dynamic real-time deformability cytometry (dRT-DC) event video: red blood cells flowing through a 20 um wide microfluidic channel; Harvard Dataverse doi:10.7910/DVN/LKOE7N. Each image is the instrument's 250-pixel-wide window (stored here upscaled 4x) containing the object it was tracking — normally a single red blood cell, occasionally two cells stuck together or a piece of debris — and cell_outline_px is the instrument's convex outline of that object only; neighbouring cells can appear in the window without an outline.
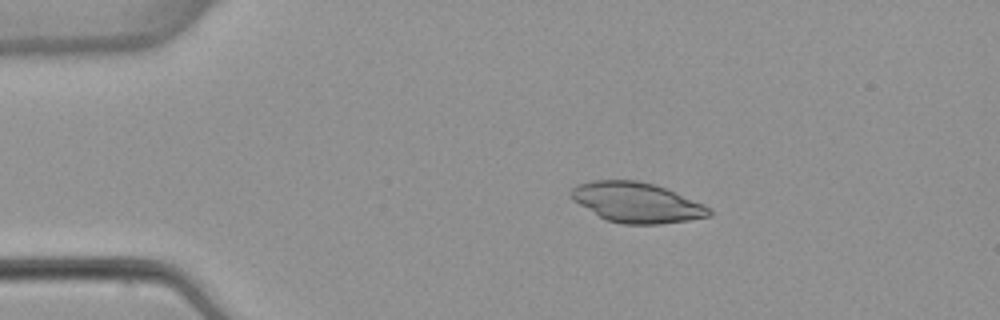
{"species": "common noctule bat (a hibernating species)", "species_latin": "Nyctalus noctula", "temperature_condition": "warm", "stored_images_in_passage": 4, "camera_frame_rate_fps": 3000, "um_per_image_px": 0.085, "animal": {"sex": "female", "body_mass_g": 22.7, "forearm_length_mm": 54.2}, "frame": {"image": 1, "passage_image": 3, "time_ms": 2.333, "image_size_px": [1000, 320], "cell_outline_px": [[712, 216], [688, 220], [660, 224], [624, 224], [604, 220], [572, 200], [568, 196], [568, 192], [576, 184], [592, 180], [636, 180], [652, 184], [676, 192], [704, 204], [712, 208]], "centroid_in_image_um": [54.09, 17.21], "position_along_channel_um": 30.9, "area_um2": 32.6}}